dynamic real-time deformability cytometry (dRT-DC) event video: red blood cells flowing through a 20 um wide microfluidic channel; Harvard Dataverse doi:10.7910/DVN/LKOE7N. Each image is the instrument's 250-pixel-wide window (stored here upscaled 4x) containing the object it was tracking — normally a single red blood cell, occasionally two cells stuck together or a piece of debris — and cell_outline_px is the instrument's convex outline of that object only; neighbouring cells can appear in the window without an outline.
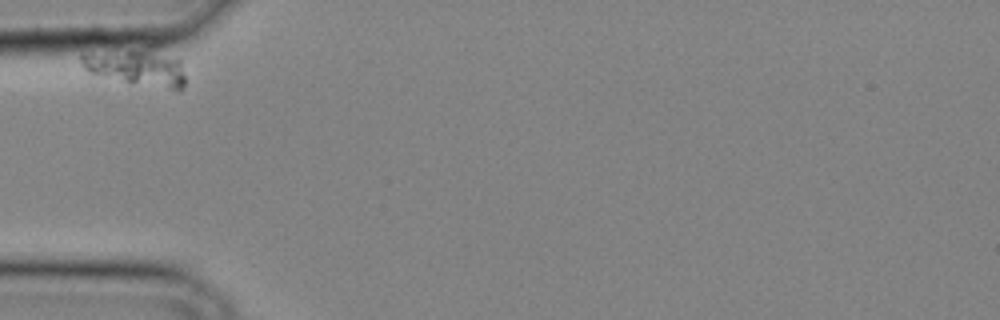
{"species": "common noctule bat (a hibernating species)", "species_latin": "Nyctalus noctula", "temperature_condition": "cold", "stored_images_in_passage": 25, "camera_frame_rate_fps": 3000, "um_per_image_px": 0.085, "animal": {"sex": "male", "body_mass_g": 20.4}, "frame": {"image": 1, "passage_image": 1, "time_ms": 0.0, "image_size_px": [1000, 320], "cell_outline_px": [[184, 88], [180, 92], [128, 84], [88, 72], [80, 64], [80, 52], [148, 44], [152, 44], [180, 56], [184, 76]], "centroid_in_image_um": [11.66, 5.64], "position_along_channel_um": 73.3, "area_um2": 25.26}}
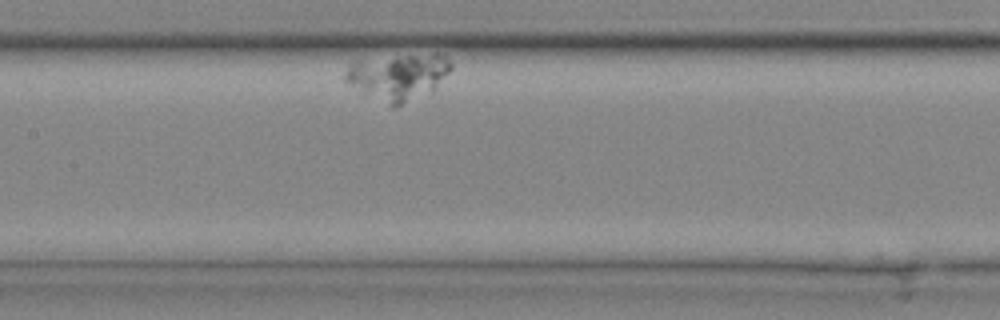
{"frame": {"image": 2, "passage_image": 10, "time_ms": 3.0, "image_size_px": [1000, 320], "cell_outline_px": [[452, 68], [432, 92], [392, 108], [388, 108], [348, 84], [344, 80], [344, 76], [348, 68], [356, 60], [408, 56], [444, 56], [452, 64]], "centroid_in_image_um": [33.79, 6.6], "position_along_channel_um": 173.6, "area_um2": 28.09}}
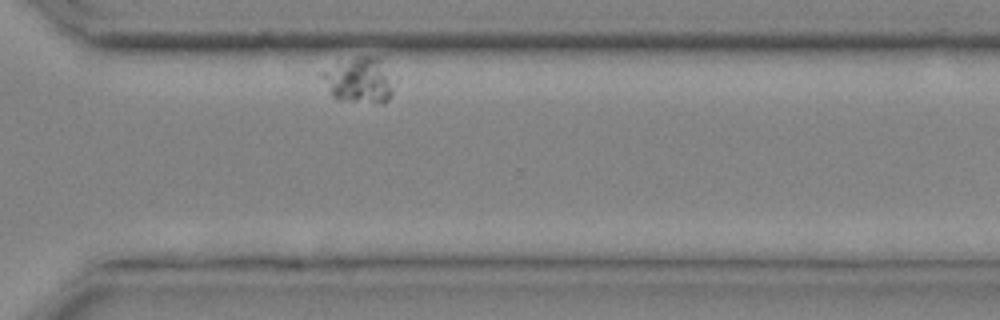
{"frame": {"image": 3, "passage_image": 23, "time_ms": 7.333, "image_size_px": [1000, 320], "cell_outline_px": [[396, 80], [392, 92], [388, 100], [384, 104], [336, 100], [332, 96], [320, 76], [324, 72], [356, 56], [376, 56], [380, 60]], "centroid_in_image_um": [30.61, 6.86], "position_along_channel_um": 340.0, "area_um2": 19.07}}